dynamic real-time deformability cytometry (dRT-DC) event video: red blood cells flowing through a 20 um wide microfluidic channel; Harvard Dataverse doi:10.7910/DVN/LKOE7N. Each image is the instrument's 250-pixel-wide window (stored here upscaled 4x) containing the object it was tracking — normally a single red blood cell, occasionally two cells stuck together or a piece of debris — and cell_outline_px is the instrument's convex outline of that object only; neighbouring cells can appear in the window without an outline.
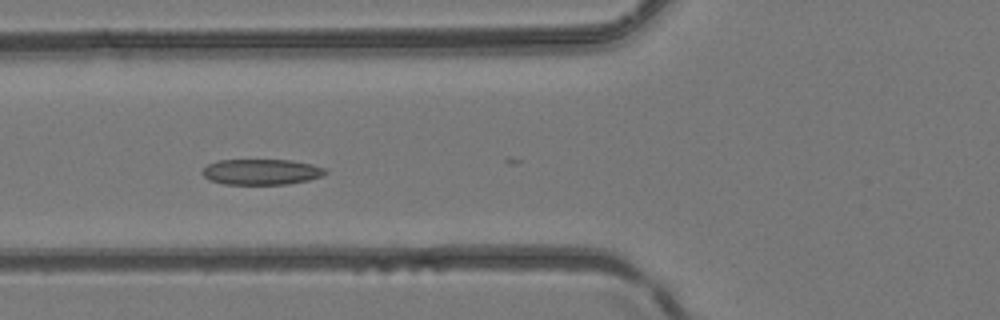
{"species": "common noctule bat (a hibernating species)", "species_latin": "Nyctalus noctula", "temperature_condition": "room temperature", "stored_images_in_passage": 6, "camera_frame_rate_fps": 3000, "um_per_image_px": 0.085, "animal": {"sex": "female", "body_mass_g": 24.6, "forearm_length_mm": 56.2}, "frame": {"image": 1, "passage_image": 5, "time_ms": 1.333, "image_size_px": [1000, 320], "cell_outline_px": [[328, 172], [320, 176], [308, 180], [288, 184], [224, 184], [208, 180], [200, 172], [208, 164], [216, 160], [292, 160], [312, 164], [324, 168]], "centroid_in_image_um": [22.18, 14.61], "position_along_channel_um": 103.6, "area_um2": 18.44}}